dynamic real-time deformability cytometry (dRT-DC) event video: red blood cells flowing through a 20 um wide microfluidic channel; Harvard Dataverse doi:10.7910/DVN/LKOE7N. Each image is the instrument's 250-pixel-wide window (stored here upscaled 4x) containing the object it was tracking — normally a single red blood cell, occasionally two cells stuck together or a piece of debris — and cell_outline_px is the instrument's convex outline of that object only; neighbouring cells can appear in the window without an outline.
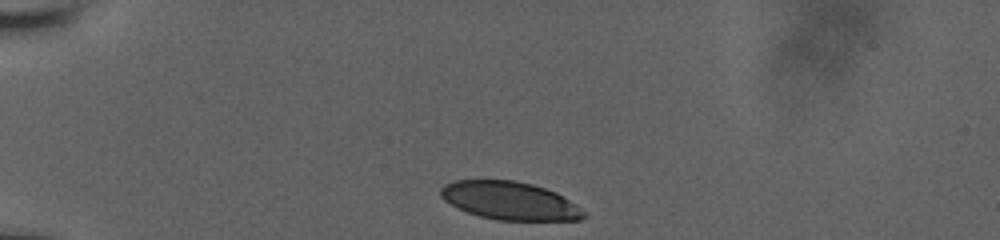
{"species": "human", "species_latin": "Homo sapiens", "temperature_condition": "room temperature", "stored_images_in_passage": 23, "camera_frame_rate_fps": 3000, "um_per_image_px": 0.085, "donor": {"sex": "male"}, "frame": {"image": 1, "passage_image": 1, "time_ms": 0.0, "image_size_px": [1000, 240], "cell_outline_px": [[588, 216], [580, 220], [496, 220], [480, 216], [468, 212], [444, 200], [440, 196], [440, 188], [444, 184], [456, 180], [512, 180], [532, 184], [556, 192], [568, 200], [584, 212]], "centroid_in_image_um": [43.31, 17.06], "position_along_channel_um": 41.7, "area_um2": 31.44}}
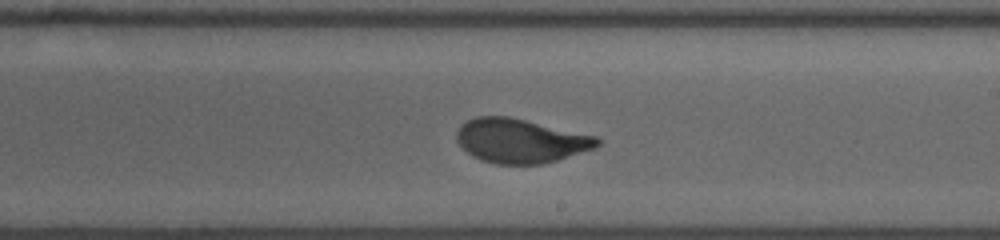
{"frame": {"image": 2, "passage_image": 14, "time_ms": 6.667, "image_size_px": [1000, 240], "cell_outline_px": [[600, 144], [596, 148], [556, 160], [540, 164], [496, 164], [480, 160], [472, 156], [456, 140], [456, 132], [460, 124], [476, 116], [508, 116], [596, 136], [600, 140]], "centroid_in_image_um": [44.22, 11.96], "position_along_channel_um": 244.8, "area_um2": 36.07}}
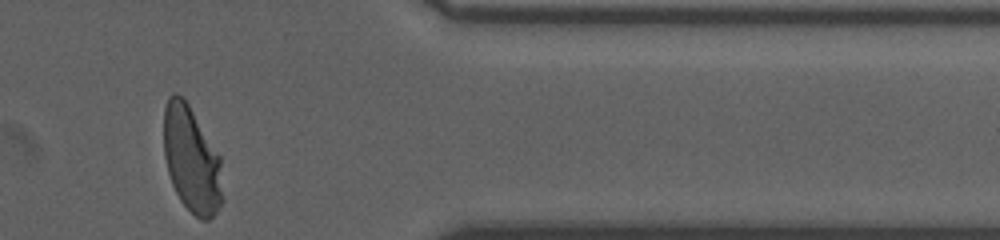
{"frame": {"image": 3, "passage_image": 23, "time_ms": 11.0, "image_size_px": [1000, 240], "cell_outline_px": [[224, 200], [216, 212], [208, 220], [200, 220], [180, 200], [172, 184], [168, 172], [164, 156], [164, 108], [168, 96], [172, 92], [176, 92], [184, 96], [220, 156]], "centroid_in_image_um": [16.29, 13.54], "position_along_channel_um": 395.1, "area_um2": 36.76}, "authors_computed_cell_mechanics": {"area_um2": 36.4718, "velocity_mm_per_s": 3.8371, "shape_relaxation_time_tau1_ms": 6.3565, "shape_relaxation_time_tau2_ms": null, "deformation_change_tau1": 0.2042, "deformation_change_tau2": null}}